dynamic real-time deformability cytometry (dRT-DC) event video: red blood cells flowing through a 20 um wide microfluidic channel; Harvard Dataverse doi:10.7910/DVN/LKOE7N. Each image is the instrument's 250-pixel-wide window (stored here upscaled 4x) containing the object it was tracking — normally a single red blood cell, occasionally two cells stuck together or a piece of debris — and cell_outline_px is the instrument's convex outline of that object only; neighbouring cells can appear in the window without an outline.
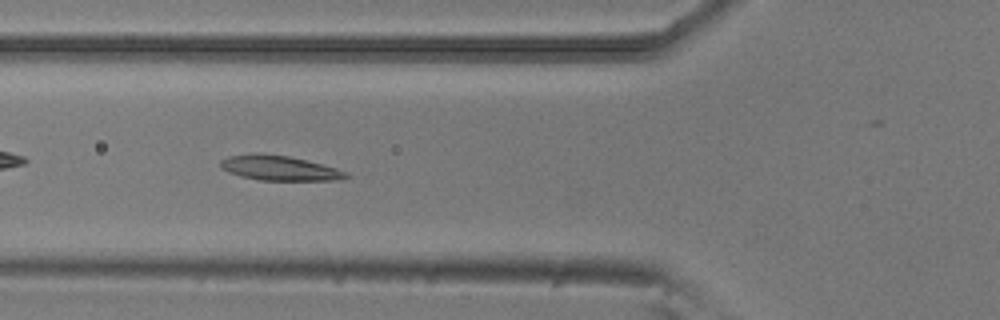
{"species": "common noctule bat (a hibernating species)", "species_latin": "Nyctalus noctula", "temperature_condition": "room temperature", "stored_images_in_passage": 32, "camera_frame_rate_fps": 3000, "um_per_image_px": 0.085, "animal": {"sex": "male", "body_mass_g": 20.5, "forearm_length_mm": 52.5}, "frame": {"image": 1, "passage_image": 6, "time_ms": 1.667, "image_size_px": [1000, 320], "cell_outline_px": [[352, 176], [344, 180], [260, 180], [240, 176], [228, 172], [220, 168], [220, 160], [228, 156], [256, 152], [288, 156], [336, 168], [348, 172]], "centroid_in_image_um": [23.74, 14.28], "position_along_channel_um": 102.1, "area_um2": 18.32}}
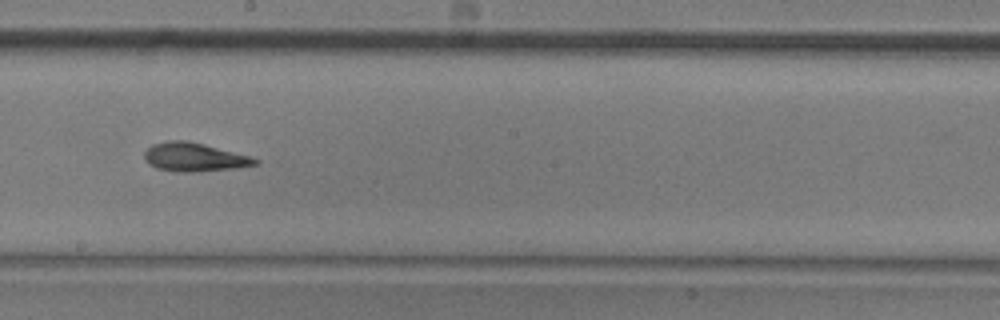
{"frame": {"image": 2, "passage_image": 16, "time_ms": 5.0, "image_size_px": [1000, 320], "cell_outline_px": [[260, 164], [236, 168], [196, 172], [176, 172], [156, 168], [148, 164], [144, 160], [144, 152], [152, 144], [168, 140], [188, 140], [204, 144], [248, 156], [260, 160]], "centroid_in_image_um": [16.48, 13.36], "position_along_channel_um": 231.7, "area_um2": 18.61}}
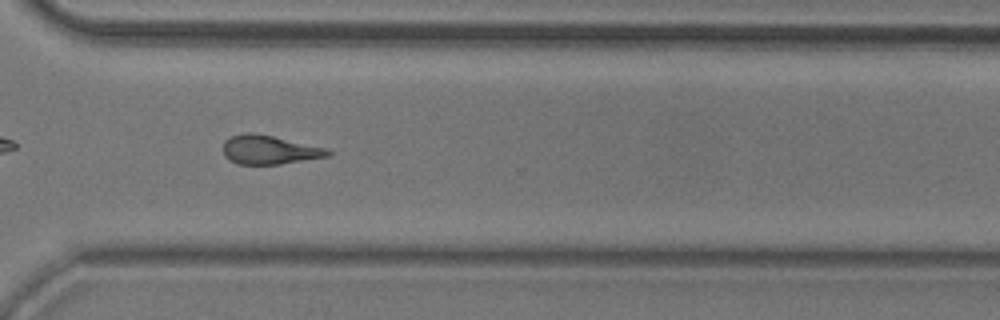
{"frame": {"image": 3, "passage_image": 25, "time_ms": 8.0, "image_size_px": [1000, 320], "cell_outline_px": [[332, 156], [280, 164], [240, 164], [224, 156], [224, 140], [232, 136], [244, 132], [252, 132], [272, 136], [324, 148], [332, 152]], "centroid_in_image_um": [22.89, 12.73], "position_along_channel_um": 347.7, "area_um2": 17.4}, "authors_computed_cell_mechanics": {"area_um2": 17.918, "velocity_mm_per_s": 3.8815, "shape_relaxation_time_tau1_ms": 3.8127, "shape_relaxation_time_tau2_ms": 2.9327, "deformation_change_tau1": 0.1443, "deformation_change_tau2": 0.1312}}